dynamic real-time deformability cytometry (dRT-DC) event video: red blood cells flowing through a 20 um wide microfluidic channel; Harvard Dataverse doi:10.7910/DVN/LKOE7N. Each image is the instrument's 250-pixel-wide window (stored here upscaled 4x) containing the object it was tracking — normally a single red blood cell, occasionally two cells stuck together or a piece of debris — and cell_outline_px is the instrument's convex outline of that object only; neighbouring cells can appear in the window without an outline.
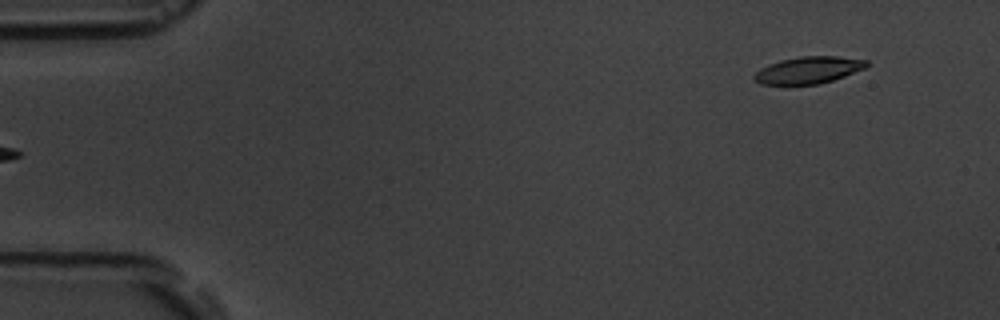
{"species": "common noctule bat (a hibernating species)", "species_latin": "Nyctalus noctula", "temperature_condition": "room temperature", "stored_images_in_passage": 6, "camera_frame_rate_fps": 3000, "um_per_image_px": 0.085, "animal": {"sex": "male", "body_mass_g": 19.5, "forearm_length_mm": 54.6}, "frame": {"image": 1, "passage_image": 1, "time_ms": 0.0, "image_size_px": [1000, 320], "cell_outline_px": [[868, 68], [820, 84], [788, 88], [760, 84], [752, 76], [760, 68], [768, 64], [780, 60], [800, 56], [836, 56], [868, 60]], "centroid_in_image_um": [68.66, 6.01], "position_along_channel_um": 16.3, "area_um2": 18.55}}
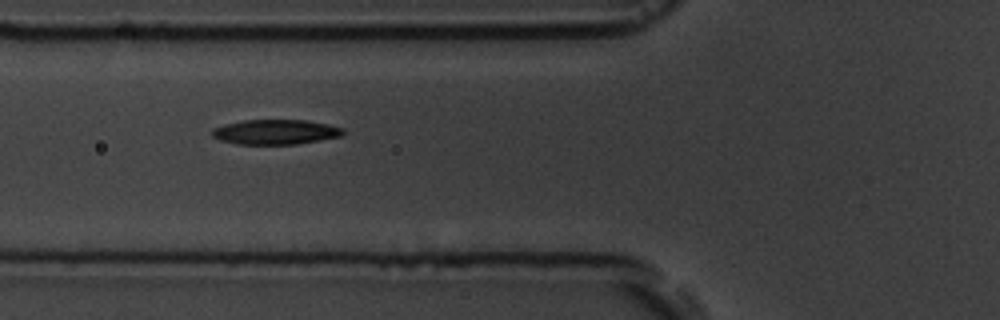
{"frame": {"image": 2, "passage_image": 5, "time_ms": 5.333, "image_size_px": [1000, 320], "cell_outline_px": [[344, 132], [340, 136], [296, 144], [236, 144], [220, 140], [212, 136], [212, 128], [224, 124], [244, 120], [308, 120], [328, 124], [344, 128]], "centroid_in_image_um": [23.39, 11.21], "position_along_channel_um": 102.4, "area_um2": 18.96}}
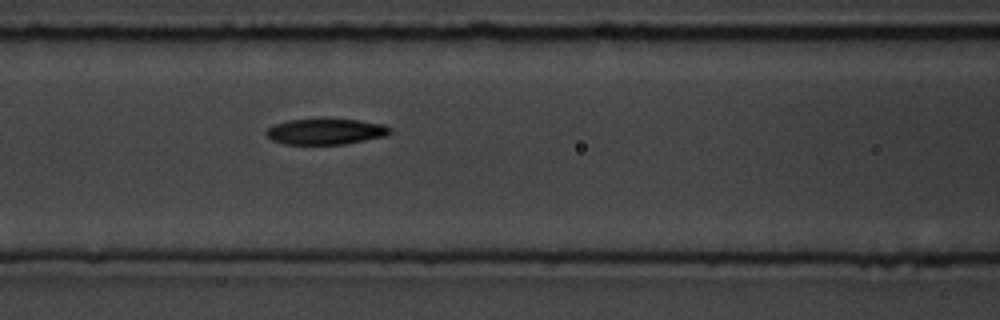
{"frame": {"image": 3, "passage_image": 6, "time_ms": 6.333, "image_size_px": [1000, 320], "cell_outline_px": [[392, 132], [388, 136], [344, 144], [284, 144], [272, 140], [264, 132], [272, 124], [288, 120], [320, 116], [324, 116], [360, 120], [384, 124], [392, 128]], "centroid_in_image_um": [27.7, 11.13], "position_along_channel_um": 138.9, "area_um2": 19.71}}